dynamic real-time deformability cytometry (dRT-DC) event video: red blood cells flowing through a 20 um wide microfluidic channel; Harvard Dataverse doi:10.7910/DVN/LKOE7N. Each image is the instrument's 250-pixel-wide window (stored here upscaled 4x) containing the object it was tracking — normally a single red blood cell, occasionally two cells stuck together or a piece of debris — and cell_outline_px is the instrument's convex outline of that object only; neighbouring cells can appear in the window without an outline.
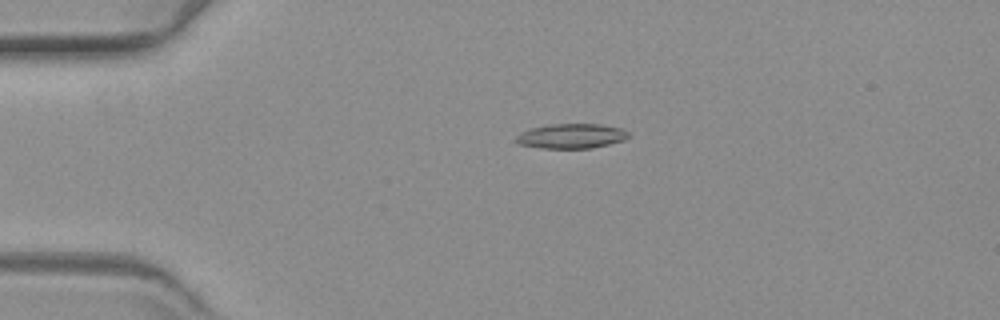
{"species": "common noctule bat (a hibernating species)", "species_latin": "Nyctalus noctula", "temperature_condition": "warm", "stored_images_in_passage": 39, "camera_frame_rate_fps": 3000, "um_per_image_px": 0.085, "animal": {"sex": "female", "body_mass_g": 19.3, "forearm_length_mm": 54.1}, "frame": {"image": 1, "passage_image": 2, "time_ms": 0.333, "image_size_px": [1000, 320], "cell_outline_px": [[632, 136], [624, 140], [592, 148], [544, 148], [516, 144], [516, 136], [520, 132], [532, 128], [548, 124], [600, 124], [620, 128], [628, 132]], "centroid_in_image_um": [48.56, 11.56], "position_along_channel_um": 36.4, "area_um2": 16.24}}
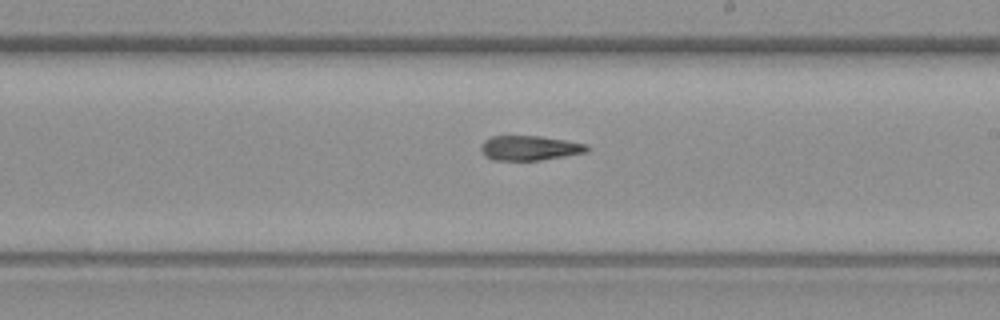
{"frame": {"image": 2, "passage_image": 23, "time_ms": 7.333, "image_size_px": [1000, 320], "cell_outline_px": [[588, 152], [540, 160], [492, 160], [484, 156], [480, 148], [480, 144], [484, 140], [492, 136], [540, 136], [588, 144]], "centroid_in_image_um": [44.98, 12.58], "position_along_channel_um": 244.0, "area_um2": 15.32}}
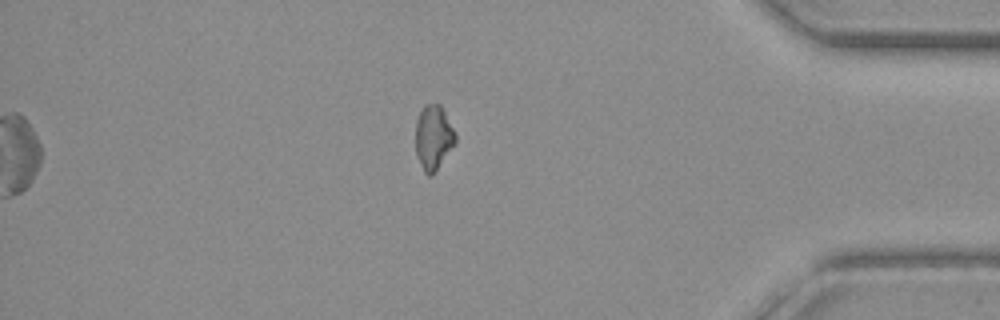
{"frame": {"image": 3, "passage_image": 39, "time_ms": 12.667, "image_size_px": [1000, 320], "cell_outline_px": [[456, 144], [432, 176], [428, 176], [424, 172], [416, 156], [416, 120], [424, 104], [440, 104], [456, 132]], "centroid_in_image_um": [36.85, 11.7], "position_along_channel_um": 398.3, "area_um2": 15.2}}